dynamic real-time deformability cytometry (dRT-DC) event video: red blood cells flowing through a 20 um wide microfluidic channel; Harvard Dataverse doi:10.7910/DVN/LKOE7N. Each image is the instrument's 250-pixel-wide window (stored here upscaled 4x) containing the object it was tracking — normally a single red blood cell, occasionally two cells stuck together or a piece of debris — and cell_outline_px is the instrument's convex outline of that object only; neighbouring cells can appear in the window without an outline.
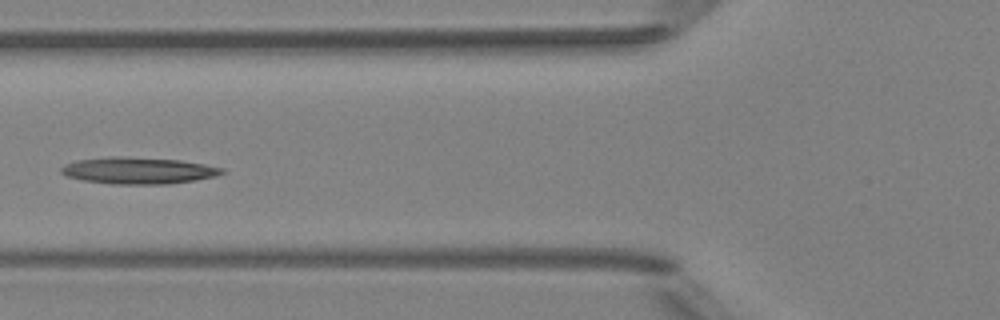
{"species": "Egyptian fruit bat (a non-hibernating species)", "species_latin": "Rousettus aegyptiacus", "temperature_condition": "room temperature", "stored_images_in_passage": 6, "camera_frame_rate_fps": 3000, "um_per_image_px": 0.085, "animal": {"sex": "female"}, "frame": {"image": 1, "passage_image": 6, "time_ms": 6.333, "image_size_px": [1000, 320], "cell_outline_px": [[224, 172], [216, 176], [196, 180], [168, 184], [112, 184], [84, 180], [68, 176], [60, 172], [60, 168], [64, 164], [76, 160], [112, 156], [124, 156], [180, 160], [204, 164], [224, 168]], "centroid_in_image_um": [11.75, 14.49], "position_along_channel_um": 114.0, "area_um2": 25.03}}